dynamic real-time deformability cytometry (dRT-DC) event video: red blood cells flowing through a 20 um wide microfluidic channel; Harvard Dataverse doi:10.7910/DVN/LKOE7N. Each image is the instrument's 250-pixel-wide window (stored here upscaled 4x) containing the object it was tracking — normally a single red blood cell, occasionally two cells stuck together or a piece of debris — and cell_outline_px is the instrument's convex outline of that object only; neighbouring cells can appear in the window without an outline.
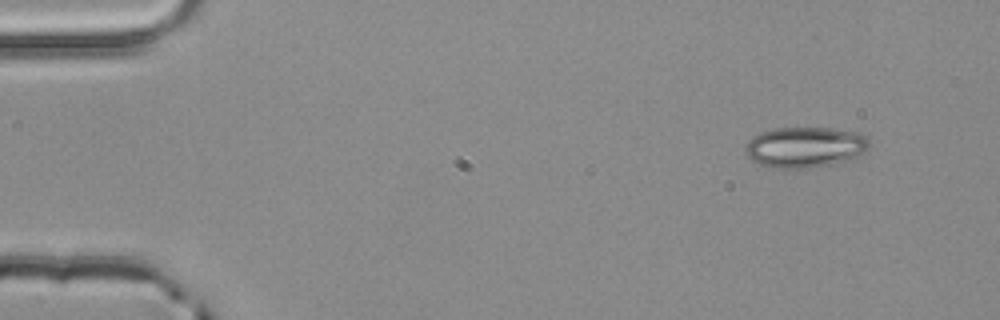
{"species": "common noctule bat (a hibernating species)", "species_latin": "Nyctalus noctula", "temperature_condition": "room temperature", "stored_images_in_passage": 3, "camera_frame_rate_fps": 3000, "um_per_image_px": 0.085, "animal": {"sex": "male", "body_mass_g": 20.4}, "frame": {"image": 1, "passage_image": 1, "time_ms": 0.0, "image_size_px": [1000, 320], "cell_outline_px": [[868, 148], [856, 160], [808, 168], [772, 168], [760, 164], [752, 160], [744, 152], [744, 148], [748, 140], [752, 136], [760, 132], [772, 128], [832, 128], [860, 132], [868, 140]], "centroid_in_image_um": [68.43, 12.51], "position_along_channel_um": 16.6, "area_um2": 29.88}}